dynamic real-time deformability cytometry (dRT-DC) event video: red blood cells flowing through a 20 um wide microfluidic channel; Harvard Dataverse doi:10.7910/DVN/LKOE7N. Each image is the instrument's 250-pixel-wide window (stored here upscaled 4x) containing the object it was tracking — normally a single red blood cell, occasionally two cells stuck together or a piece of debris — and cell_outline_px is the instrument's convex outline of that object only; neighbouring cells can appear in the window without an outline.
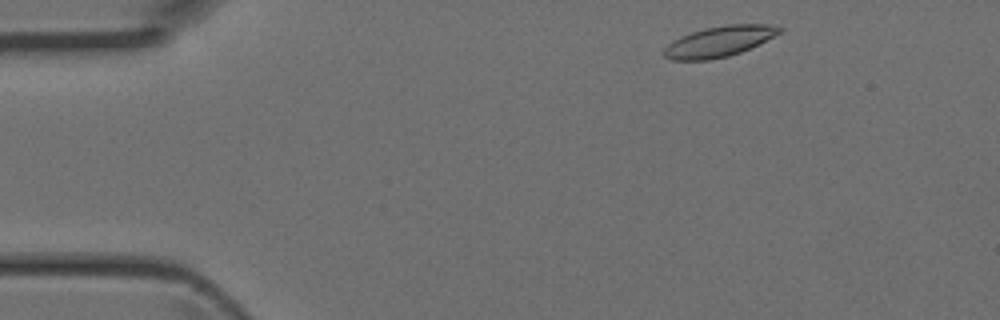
{"species": "Egyptian fruit bat (a non-hibernating species)", "species_latin": "Rousettus aegyptiacus", "temperature_condition": "room temperature", "stored_images_in_passage": 3, "camera_frame_rate_fps": 3000, "um_per_image_px": 0.085, "animal": {"sex": "female"}, "frame": {"image": 1, "passage_image": 1, "time_ms": 0.0, "image_size_px": [1000, 320], "cell_outline_px": [[784, 28], [780, 32], [760, 44], [740, 52], [728, 56], [708, 60], [672, 60], [664, 56], [664, 48], [672, 40], [680, 36], [704, 28], [728, 24], [768, 24]], "centroid_in_image_um": [61.12, 3.52], "position_along_channel_um": 23.9, "area_um2": 20.58}}
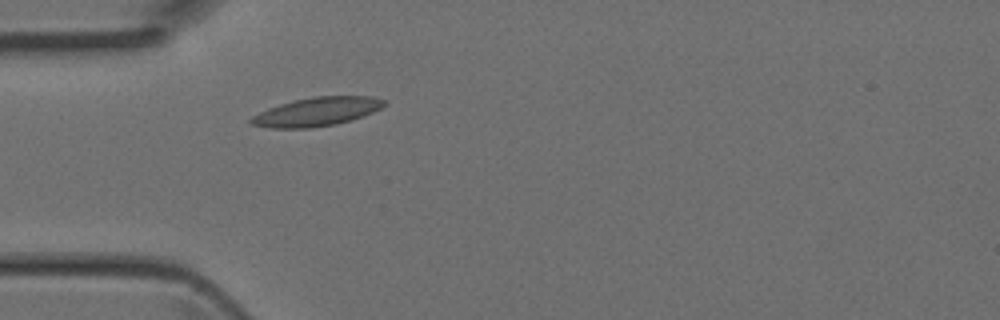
{"frame": {"image": 2, "passage_image": 3, "time_ms": 0.667, "image_size_px": [1000, 320], "cell_outline_px": [[384, 104], [380, 108], [364, 116], [352, 120], [336, 124], [308, 128], [268, 128], [252, 124], [248, 120], [252, 116], [268, 108], [292, 100], [312, 96], [372, 96], [384, 100]], "centroid_in_image_um": [26.9, 9.49], "position_along_channel_um": 58.1, "area_um2": 22.25}}